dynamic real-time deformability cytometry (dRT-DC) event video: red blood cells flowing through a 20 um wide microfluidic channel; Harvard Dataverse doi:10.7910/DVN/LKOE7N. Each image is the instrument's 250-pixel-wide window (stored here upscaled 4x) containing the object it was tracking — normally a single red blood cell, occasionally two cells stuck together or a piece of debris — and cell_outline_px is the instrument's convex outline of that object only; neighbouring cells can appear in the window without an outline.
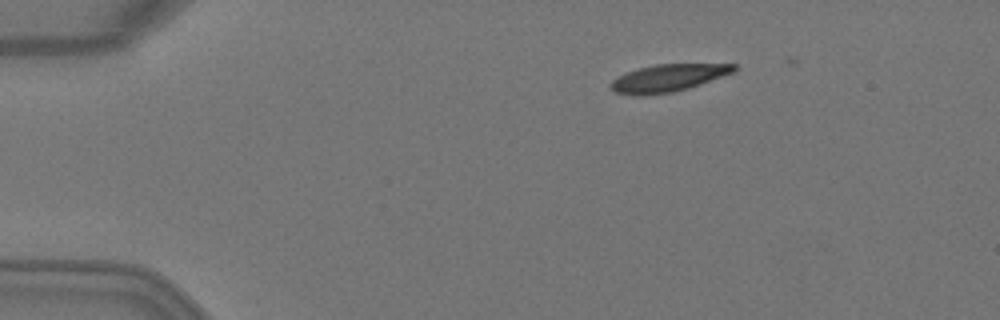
{"species": "Egyptian fruit bat (a non-hibernating species)", "species_latin": "Rousettus aegyptiacus", "temperature_condition": "warm", "stored_images_in_passage": 6, "camera_frame_rate_fps": 3000, "um_per_image_px": 0.085, "animal": {"sex": "female"}, "frame": {"image": 1, "passage_image": 3, "time_ms": 0.667, "image_size_px": [1000, 320], "cell_outline_px": [[736, 68], [732, 72], [688, 88], [672, 92], [644, 96], [636, 96], [616, 92], [608, 84], [612, 80], [628, 72], [640, 68], [656, 64], [736, 64]], "centroid_in_image_um": [56.74, 6.64], "position_along_channel_um": 28.3, "area_um2": 19.25}}
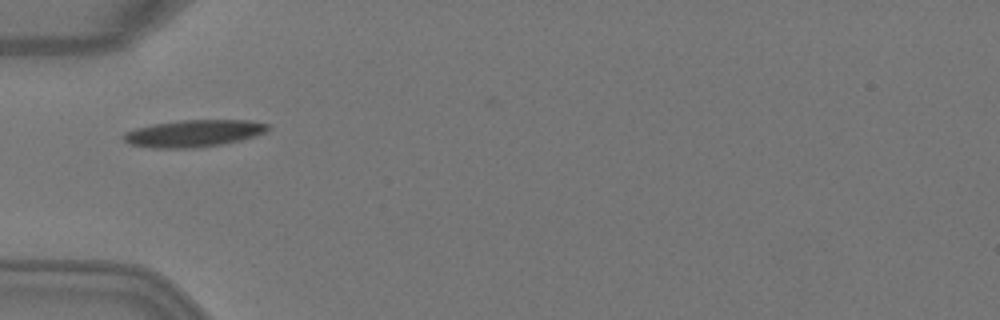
{"frame": {"image": 2, "passage_image": 5, "time_ms": 1.333, "image_size_px": [1000, 320], "cell_outline_px": [[272, 128], [268, 132], [256, 136], [240, 140], [220, 144], [192, 148], [152, 148], [128, 144], [120, 136], [124, 132], [136, 128], [152, 124], [180, 120], [248, 120], [272, 124]], "centroid_in_image_um": [16.49, 11.33], "position_along_channel_um": 68.5, "area_um2": 23.06}}
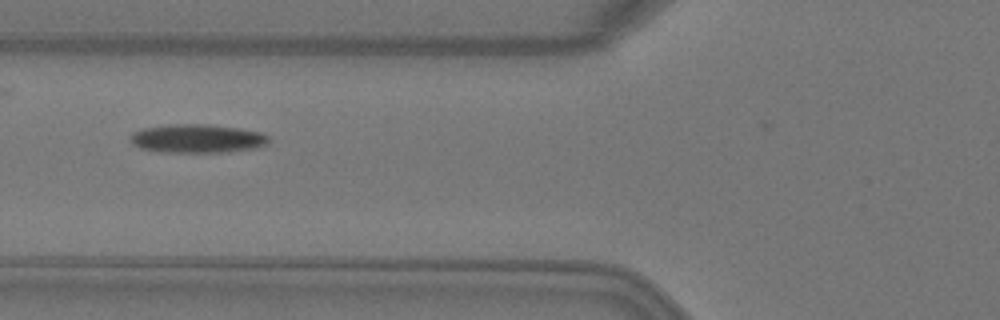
{"frame": {"image": 3, "passage_image": 6, "time_ms": 1.667, "image_size_px": [1000, 320], "cell_outline_px": [[268, 144], [256, 148], [228, 152], [168, 152], [140, 148], [132, 144], [128, 136], [132, 132], [144, 128], [168, 124], [204, 124], [240, 128], [260, 132], [268, 136]], "centroid_in_image_um": [16.75, 11.77], "position_along_channel_um": 109.0, "area_um2": 23.18}}